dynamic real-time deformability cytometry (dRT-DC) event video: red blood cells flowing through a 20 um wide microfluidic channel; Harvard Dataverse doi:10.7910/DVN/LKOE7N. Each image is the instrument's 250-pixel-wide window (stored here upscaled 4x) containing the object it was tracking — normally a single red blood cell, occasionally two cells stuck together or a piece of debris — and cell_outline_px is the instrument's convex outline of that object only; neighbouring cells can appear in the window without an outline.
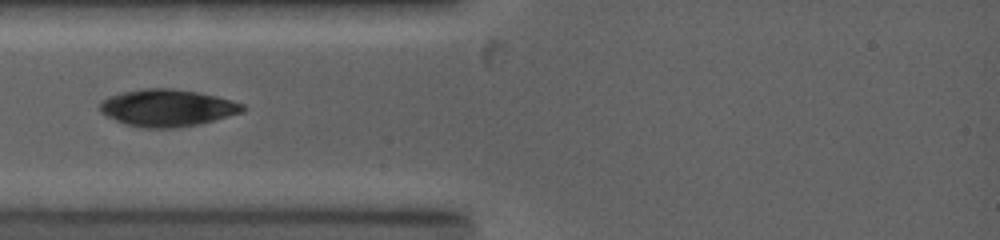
{"species": "common noctule bat (a hibernating species)", "species_latin": "Nyctalus noctula", "temperature_condition": "warm", "stored_images_in_passage": 4, "camera_frame_rate_fps": 5000, "um_per_image_px": 0.085, "animal": {"sex": "female", "body_mass_g": 19.0, "forearm_length_mm": 53.3}, "frame": {"image": 1, "passage_image": 1, "time_ms": 0.0, "image_size_px": [1000, 240], "cell_outline_px": [[244, 112], [200, 124], [176, 128], [148, 128], [128, 124], [116, 120], [100, 112], [100, 100], [108, 96], [120, 92], [144, 88], [172, 88], [196, 92], [216, 96], [232, 100], [244, 104]], "centroid_in_image_um": [14.22, 9.16], "position_along_channel_um": 70.8, "area_um2": 30.87}}